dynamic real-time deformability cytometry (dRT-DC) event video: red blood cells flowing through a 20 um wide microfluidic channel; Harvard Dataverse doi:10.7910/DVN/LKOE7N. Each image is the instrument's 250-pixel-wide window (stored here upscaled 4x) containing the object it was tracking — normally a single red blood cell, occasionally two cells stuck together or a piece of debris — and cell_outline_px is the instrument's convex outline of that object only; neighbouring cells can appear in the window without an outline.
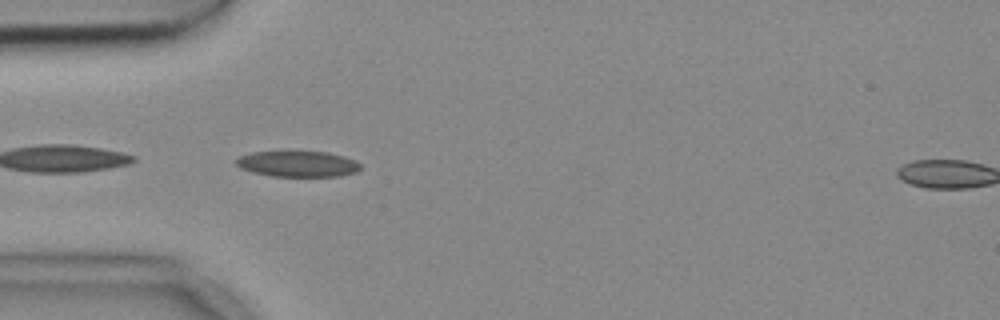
{"species": "common noctule bat (a hibernating species)", "species_latin": "Nyctalus noctula", "temperature_condition": "cold", "stored_images_in_passage": 39, "camera_frame_rate_fps": 3000, "um_per_image_px": 0.085, "animal": {"sex": "female", "body_mass_g": 18.4}, "frame": {"image": 1, "passage_image": 1, "time_ms": 0.0, "image_size_px": [1000, 320], "cell_outline_px": [[360, 168], [356, 172], [340, 176], [272, 176], [252, 172], [240, 168], [236, 164], [236, 160], [240, 156], [252, 152], [288, 148], [328, 152], [344, 156], [356, 160], [360, 164]], "centroid_in_image_um": [25.29, 13.87], "position_along_channel_um": 59.7, "area_um2": 19.71}}
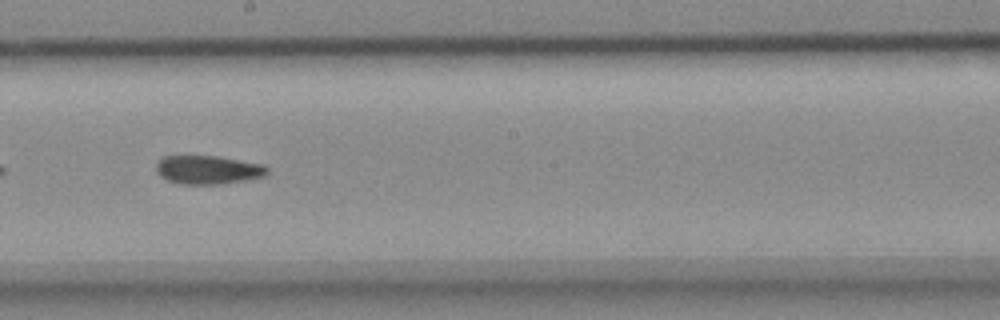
{"frame": {"image": 2, "passage_image": 15, "time_ms": 4.667, "image_size_px": [1000, 320], "cell_outline_px": [[268, 172], [264, 176], [244, 180], [220, 184], [180, 184], [168, 180], [160, 176], [156, 168], [156, 164], [164, 156], [216, 156], [264, 164], [268, 168]], "centroid_in_image_um": [17.69, 14.43], "position_along_channel_um": 230.5, "area_um2": 18.38}}
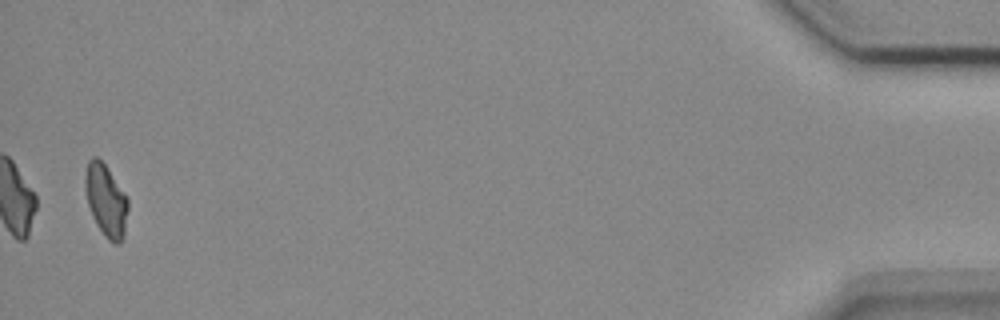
{"frame": {"image": 3, "passage_image": 38, "time_ms": 12.333, "image_size_px": [1000, 320], "cell_outline_px": [[128, 208], [124, 236], [120, 244], [116, 244], [108, 240], [96, 224], [92, 216], [88, 204], [84, 184], [84, 180], [88, 160], [92, 156], [96, 156], [104, 164], [128, 200]], "centroid_in_image_um": [8.99, 17.06], "position_along_channel_um": 426.2, "area_um2": 17.74}}